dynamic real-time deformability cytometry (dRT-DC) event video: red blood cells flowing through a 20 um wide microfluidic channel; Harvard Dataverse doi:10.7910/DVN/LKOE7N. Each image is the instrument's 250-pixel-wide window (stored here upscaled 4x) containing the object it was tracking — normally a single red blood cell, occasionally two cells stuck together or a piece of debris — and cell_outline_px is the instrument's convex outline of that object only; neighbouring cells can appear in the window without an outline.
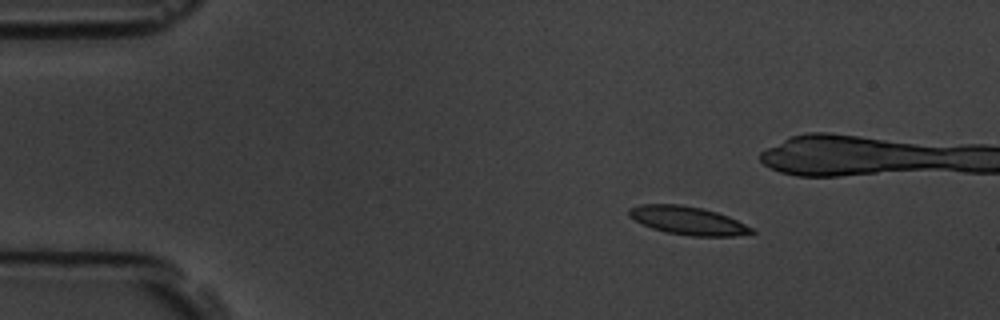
{"species": "common noctule bat (a hibernating species)", "species_latin": "Nyctalus noctula", "temperature_condition": "room temperature", "stored_images_in_passage": 7, "camera_frame_rate_fps": 3000, "um_per_image_px": 0.085, "animal": {"sex": "male", "body_mass_g": 19.5, "forearm_length_mm": 54.6}, "frame": {"image": 1, "passage_image": 1, "time_ms": 0.0, "image_size_px": [1000, 320], "cell_outline_px": [[756, 232], [732, 236], [692, 236], [664, 232], [640, 224], [628, 216], [628, 208], [640, 204], [680, 204], [700, 208], [716, 212], [728, 216], [752, 228]], "centroid_in_image_um": [58.39, 18.74], "position_along_channel_um": 26.6, "area_um2": 20.17}}
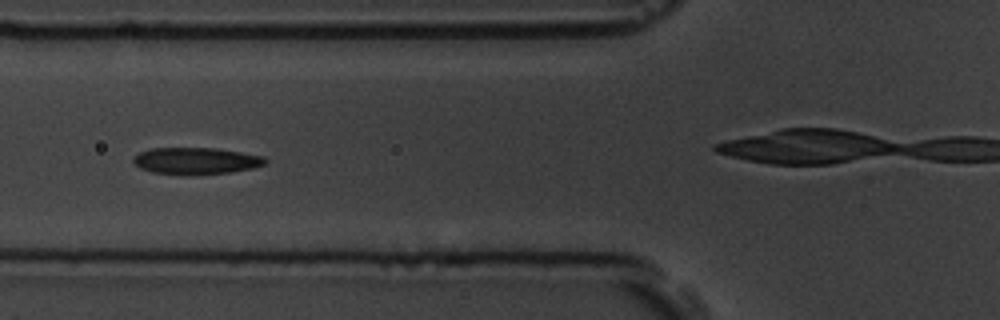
{"frame": {"image": 2, "passage_image": 4, "time_ms": 4.0, "image_size_px": [1000, 320], "cell_outline_px": [[268, 160], [264, 164], [252, 168], [232, 172], [188, 176], [152, 172], [140, 168], [132, 160], [140, 152], [152, 148], [216, 148], [264, 156]], "centroid_in_image_um": [16.67, 13.68], "position_along_channel_um": 109.1, "area_um2": 20.69}}